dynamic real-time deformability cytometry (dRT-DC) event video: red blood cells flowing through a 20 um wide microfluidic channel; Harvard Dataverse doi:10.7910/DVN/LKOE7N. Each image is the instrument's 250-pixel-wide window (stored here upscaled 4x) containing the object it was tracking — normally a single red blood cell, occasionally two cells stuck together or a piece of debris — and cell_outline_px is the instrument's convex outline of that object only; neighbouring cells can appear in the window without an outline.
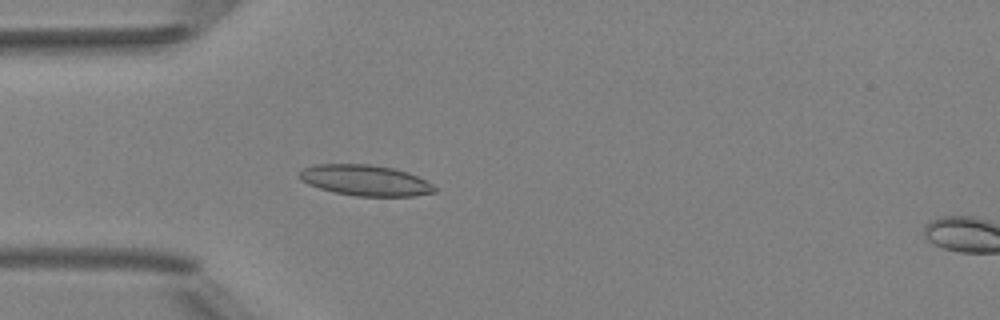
{"species": "Egyptian fruit bat (a non-hibernating species)", "species_latin": "Rousettus aegyptiacus", "temperature_condition": "room temperature", "stored_images_in_passage": 5, "camera_frame_rate_fps": 3000, "um_per_image_px": 0.085, "animal": {"sex": "female"}, "frame": {"image": 1, "passage_image": 4, "time_ms": 3.333, "image_size_px": [1000, 320], "cell_outline_px": [[436, 192], [416, 196], [356, 196], [336, 192], [320, 188], [308, 184], [300, 180], [300, 172], [304, 168], [312, 164], [368, 164], [396, 168], [408, 172], [432, 184], [436, 188]], "centroid_in_image_um": [31.06, 15.32], "position_along_channel_um": 53.9, "area_um2": 24.22}}